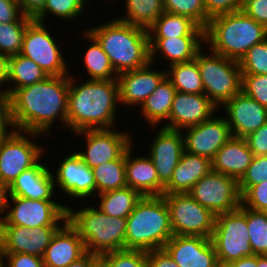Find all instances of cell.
Segmentation results:
<instances>
[{
	"instance_id": "6da1fadb",
	"label": "cell",
	"mask_w": 267,
	"mask_h": 267,
	"mask_svg": "<svg viewBox=\"0 0 267 267\" xmlns=\"http://www.w3.org/2000/svg\"><path fill=\"white\" fill-rule=\"evenodd\" d=\"M70 75L48 76L30 86L16 89L10 96V113L14 130L51 133L60 119L67 127Z\"/></svg>"
},
{
	"instance_id": "7a4b0ae2",
	"label": "cell",
	"mask_w": 267,
	"mask_h": 267,
	"mask_svg": "<svg viewBox=\"0 0 267 267\" xmlns=\"http://www.w3.org/2000/svg\"><path fill=\"white\" fill-rule=\"evenodd\" d=\"M71 76L67 106L68 129L74 133L113 129L117 117L116 107L120 104L118 80L88 79L76 85Z\"/></svg>"
},
{
	"instance_id": "3957f363",
	"label": "cell",
	"mask_w": 267,
	"mask_h": 267,
	"mask_svg": "<svg viewBox=\"0 0 267 267\" xmlns=\"http://www.w3.org/2000/svg\"><path fill=\"white\" fill-rule=\"evenodd\" d=\"M101 44L117 74L142 68L150 62L148 30L120 19L86 28Z\"/></svg>"
},
{
	"instance_id": "277c9868",
	"label": "cell",
	"mask_w": 267,
	"mask_h": 267,
	"mask_svg": "<svg viewBox=\"0 0 267 267\" xmlns=\"http://www.w3.org/2000/svg\"><path fill=\"white\" fill-rule=\"evenodd\" d=\"M266 38L267 28L242 10L215 16L204 29V41L210 46L209 52L237 62Z\"/></svg>"
},
{
	"instance_id": "5b68a950",
	"label": "cell",
	"mask_w": 267,
	"mask_h": 267,
	"mask_svg": "<svg viewBox=\"0 0 267 267\" xmlns=\"http://www.w3.org/2000/svg\"><path fill=\"white\" fill-rule=\"evenodd\" d=\"M173 236L167 204L162 196H143L127 217L124 249L163 248Z\"/></svg>"
},
{
	"instance_id": "8992f818",
	"label": "cell",
	"mask_w": 267,
	"mask_h": 267,
	"mask_svg": "<svg viewBox=\"0 0 267 267\" xmlns=\"http://www.w3.org/2000/svg\"><path fill=\"white\" fill-rule=\"evenodd\" d=\"M67 220L78 231L86 252L103 255L124 249L127 218L108 216L89 205L79 211L68 206Z\"/></svg>"
},
{
	"instance_id": "52a82bcc",
	"label": "cell",
	"mask_w": 267,
	"mask_h": 267,
	"mask_svg": "<svg viewBox=\"0 0 267 267\" xmlns=\"http://www.w3.org/2000/svg\"><path fill=\"white\" fill-rule=\"evenodd\" d=\"M202 48L195 57L202 79L204 94L220 108L241 92L242 72L239 62ZM220 105V107H219Z\"/></svg>"
},
{
	"instance_id": "ba28073f",
	"label": "cell",
	"mask_w": 267,
	"mask_h": 267,
	"mask_svg": "<svg viewBox=\"0 0 267 267\" xmlns=\"http://www.w3.org/2000/svg\"><path fill=\"white\" fill-rule=\"evenodd\" d=\"M220 265L246 256H253L247 227V208L241 206L231 212L216 215L211 236Z\"/></svg>"
},
{
	"instance_id": "9c48e42d",
	"label": "cell",
	"mask_w": 267,
	"mask_h": 267,
	"mask_svg": "<svg viewBox=\"0 0 267 267\" xmlns=\"http://www.w3.org/2000/svg\"><path fill=\"white\" fill-rule=\"evenodd\" d=\"M173 235L211 238L215 217L188 193L164 194Z\"/></svg>"
},
{
	"instance_id": "30bf717a",
	"label": "cell",
	"mask_w": 267,
	"mask_h": 267,
	"mask_svg": "<svg viewBox=\"0 0 267 267\" xmlns=\"http://www.w3.org/2000/svg\"><path fill=\"white\" fill-rule=\"evenodd\" d=\"M40 135L43 136L35 132L13 130L9 135L0 139V180L7 187L23 171L30 169L40 161L44 152L43 148L35 144L34 138L33 141L30 139Z\"/></svg>"
},
{
	"instance_id": "8fae6325",
	"label": "cell",
	"mask_w": 267,
	"mask_h": 267,
	"mask_svg": "<svg viewBox=\"0 0 267 267\" xmlns=\"http://www.w3.org/2000/svg\"><path fill=\"white\" fill-rule=\"evenodd\" d=\"M5 211L0 225H17L32 229L40 226H60L61 222L67 221V205L56 203L55 200L8 196Z\"/></svg>"
},
{
	"instance_id": "7c38bea8",
	"label": "cell",
	"mask_w": 267,
	"mask_h": 267,
	"mask_svg": "<svg viewBox=\"0 0 267 267\" xmlns=\"http://www.w3.org/2000/svg\"><path fill=\"white\" fill-rule=\"evenodd\" d=\"M59 48L45 23L33 19L24 34L20 54L33 60L48 76L70 75Z\"/></svg>"
},
{
	"instance_id": "4fadbf2b",
	"label": "cell",
	"mask_w": 267,
	"mask_h": 267,
	"mask_svg": "<svg viewBox=\"0 0 267 267\" xmlns=\"http://www.w3.org/2000/svg\"><path fill=\"white\" fill-rule=\"evenodd\" d=\"M188 194L215 215L234 211L241 206L238 181L214 171L195 183Z\"/></svg>"
},
{
	"instance_id": "5bb4252c",
	"label": "cell",
	"mask_w": 267,
	"mask_h": 267,
	"mask_svg": "<svg viewBox=\"0 0 267 267\" xmlns=\"http://www.w3.org/2000/svg\"><path fill=\"white\" fill-rule=\"evenodd\" d=\"M85 137V152L76 153L91 169L104 162L119 159L132 145L130 133L111 129L83 130L75 132Z\"/></svg>"
},
{
	"instance_id": "9a60e30c",
	"label": "cell",
	"mask_w": 267,
	"mask_h": 267,
	"mask_svg": "<svg viewBox=\"0 0 267 267\" xmlns=\"http://www.w3.org/2000/svg\"><path fill=\"white\" fill-rule=\"evenodd\" d=\"M61 226L28 228L0 225V253H23L43 257L53 235Z\"/></svg>"
},
{
	"instance_id": "2e32d148",
	"label": "cell",
	"mask_w": 267,
	"mask_h": 267,
	"mask_svg": "<svg viewBox=\"0 0 267 267\" xmlns=\"http://www.w3.org/2000/svg\"><path fill=\"white\" fill-rule=\"evenodd\" d=\"M184 151L211 160L218 150L232 138L230 126L226 118L215 117L204 121L197 126L184 129Z\"/></svg>"
},
{
	"instance_id": "e0dca14e",
	"label": "cell",
	"mask_w": 267,
	"mask_h": 267,
	"mask_svg": "<svg viewBox=\"0 0 267 267\" xmlns=\"http://www.w3.org/2000/svg\"><path fill=\"white\" fill-rule=\"evenodd\" d=\"M64 158L59 163L57 170L54 171L55 175L52 171L55 187L60 188L63 193L74 199L96 197V183L92 169L82 161L76 152L67 157L64 156Z\"/></svg>"
},
{
	"instance_id": "ac0fdd59",
	"label": "cell",
	"mask_w": 267,
	"mask_h": 267,
	"mask_svg": "<svg viewBox=\"0 0 267 267\" xmlns=\"http://www.w3.org/2000/svg\"><path fill=\"white\" fill-rule=\"evenodd\" d=\"M179 267H219L211 238L173 235L163 247Z\"/></svg>"
},
{
	"instance_id": "d6986e66",
	"label": "cell",
	"mask_w": 267,
	"mask_h": 267,
	"mask_svg": "<svg viewBox=\"0 0 267 267\" xmlns=\"http://www.w3.org/2000/svg\"><path fill=\"white\" fill-rule=\"evenodd\" d=\"M217 108V109H216ZM218 107L205 94L176 91L166 123L162 127L183 131L212 118Z\"/></svg>"
},
{
	"instance_id": "ffe728a7",
	"label": "cell",
	"mask_w": 267,
	"mask_h": 267,
	"mask_svg": "<svg viewBox=\"0 0 267 267\" xmlns=\"http://www.w3.org/2000/svg\"><path fill=\"white\" fill-rule=\"evenodd\" d=\"M222 106L233 137L245 138L267 122V108L242 91Z\"/></svg>"
},
{
	"instance_id": "44dd1931",
	"label": "cell",
	"mask_w": 267,
	"mask_h": 267,
	"mask_svg": "<svg viewBox=\"0 0 267 267\" xmlns=\"http://www.w3.org/2000/svg\"><path fill=\"white\" fill-rule=\"evenodd\" d=\"M182 131L161 129L155 134L156 137L149 146V156L156 168L159 181L166 186L173 171L179 163L184 152V139Z\"/></svg>"
},
{
	"instance_id": "7402d4cb",
	"label": "cell",
	"mask_w": 267,
	"mask_h": 267,
	"mask_svg": "<svg viewBox=\"0 0 267 267\" xmlns=\"http://www.w3.org/2000/svg\"><path fill=\"white\" fill-rule=\"evenodd\" d=\"M152 63L146 66L125 71L117 76L119 83L120 103L124 106H137L145 102V100L155 91L158 85L166 77V71H156L150 69Z\"/></svg>"
},
{
	"instance_id": "603a6c76",
	"label": "cell",
	"mask_w": 267,
	"mask_h": 267,
	"mask_svg": "<svg viewBox=\"0 0 267 267\" xmlns=\"http://www.w3.org/2000/svg\"><path fill=\"white\" fill-rule=\"evenodd\" d=\"M85 253L83 240L67 220L53 235L42 258L45 267H66Z\"/></svg>"
},
{
	"instance_id": "cb8c5ba5",
	"label": "cell",
	"mask_w": 267,
	"mask_h": 267,
	"mask_svg": "<svg viewBox=\"0 0 267 267\" xmlns=\"http://www.w3.org/2000/svg\"><path fill=\"white\" fill-rule=\"evenodd\" d=\"M55 183L51 170L41 161L23 171L8 187V196L53 200Z\"/></svg>"
},
{
	"instance_id": "d4e9b609",
	"label": "cell",
	"mask_w": 267,
	"mask_h": 267,
	"mask_svg": "<svg viewBox=\"0 0 267 267\" xmlns=\"http://www.w3.org/2000/svg\"><path fill=\"white\" fill-rule=\"evenodd\" d=\"M132 146L125 152L126 182L133 190L138 191L142 196L164 195V185L159 181L156 168L151 158L132 155Z\"/></svg>"
},
{
	"instance_id": "484cf974",
	"label": "cell",
	"mask_w": 267,
	"mask_h": 267,
	"mask_svg": "<svg viewBox=\"0 0 267 267\" xmlns=\"http://www.w3.org/2000/svg\"><path fill=\"white\" fill-rule=\"evenodd\" d=\"M254 157L245 138H230L212 159V171L239 181Z\"/></svg>"
},
{
	"instance_id": "4316f807",
	"label": "cell",
	"mask_w": 267,
	"mask_h": 267,
	"mask_svg": "<svg viewBox=\"0 0 267 267\" xmlns=\"http://www.w3.org/2000/svg\"><path fill=\"white\" fill-rule=\"evenodd\" d=\"M204 42V36L149 38L150 62L153 65L159 53L170 62L169 65L191 61L203 48Z\"/></svg>"
},
{
	"instance_id": "83f0119b",
	"label": "cell",
	"mask_w": 267,
	"mask_h": 267,
	"mask_svg": "<svg viewBox=\"0 0 267 267\" xmlns=\"http://www.w3.org/2000/svg\"><path fill=\"white\" fill-rule=\"evenodd\" d=\"M212 171V160L205 156L183 152L164 194L188 193L192 186Z\"/></svg>"
},
{
	"instance_id": "f1b7e54d",
	"label": "cell",
	"mask_w": 267,
	"mask_h": 267,
	"mask_svg": "<svg viewBox=\"0 0 267 267\" xmlns=\"http://www.w3.org/2000/svg\"><path fill=\"white\" fill-rule=\"evenodd\" d=\"M175 93L173 84L165 77L141 105V115L149 125L151 124V128L156 127L162 120L168 121Z\"/></svg>"
},
{
	"instance_id": "f546056e",
	"label": "cell",
	"mask_w": 267,
	"mask_h": 267,
	"mask_svg": "<svg viewBox=\"0 0 267 267\" xmlns=\"http://www.w3.org/2000/svg\"><path fill=\"white\" fill-rule=\"evenodd\" d=\"M147 30L149 38L204 36V29L191 18L165 11Z\"/></svg>"
},
{
	"instance_id": "4dcf8cb0",
	"label": "cell",
	"mask_w": 267,
	"mask_h": 267,
	"mask_svg": "<svg viewBox=\"0 0 267 267\" xmlns=\"http://www.w3.org/2000/svg\"><path fill=\"white\" fill-rule=\"evenodd\" d=\"M48 75L31 59L17 54L8 57L9 96L19 88H24L46 79Z\"/></svg>"
},
{
	"instance_id": "1f68e13d",
	"label": "cell",
	"mask_w": 267,
	"mask_h": 267,
	"mask_svg": "<svg viewBox=\"0 0 267 267\" xmlns=\"http://www.w3.org/2000/svg\"><path fill=\"white\" fill-rule=\"evenodd\" d=\"M100 197L99 209L108 216L127 218L143 197L138 191L126 186L96 195Z\"/></svg>"
},
{
	"instance_id": "d6a6232c",
	"label": "cell",
	"mask_w": 267,
	"mask_h": 267,
	"mask_svg": "<svg viewBox=\"0 0 267 267\" xmlns=\"http://www.w3.org/2000/svg\"><path fill=\"white\" fill-rule=\"evenodd\" d=\"M85 37L92 43L87 47L85 56L83 57L84 66L89 79L95 80H114L117 79L118 74L115 72L109 57L103 51L101 44L97 39L91 35L87 30L83 31ZM115 75V76H114Z\"/></svg>"
},
{
	"instance_id": "836d02e7",
	"label": "cell",
	"mask_w": 267,
	"mask_h": 267,
	"mask_svg": "<svg viewBox=\"0 0 267 267\" xmlns=\"http://www.w3.org/2000/svg\"><path fill=\"white\" fill-rule=\"evenodd\" d=\"M166 72L176 91L188 94H204V87L195 59L172 64Z\"/></svg>"
},
{
	"instance_id": "e575fe53",
	"label": "cell",
	"mask_w": 267,
	"mask_h": 267,
	"mask_svg": "<svg viewBox=\"0 0 267 267\" xmlns=\"http://www.w3.org/2000/svg\"><path fill=\"white\" fill-rule=\"evenodd\" d=\"M96 183V195L124 188L126 182L125 153L116 160L104 162L92 168Z\"/></svg>"
},
{
	"instance_id": "d590c367",
	"label": "cell",
	"mask_w": 267,
	"mask_h": 267,
	"mask_svg": "<svg viewBox=\"0 0 267 267\" xmlns=\"http://www.w3.org/2000/svg\"><path fill=\"white\" fill-rule=\"evenodd\" d=\"M126 17L118 19L148 29L164 12L162 0H126Z\"/></svg>"
},
{
	"instance_id": "8d00e7d4",
	"label": "cell",
	"mask_w": 267,
	"mask_h": 267,
	"mask_svg": "<svg viewBox=\"0 0 267 267\" xmlns=\"http://www.w3.org/2000/svg\"><path fill=\"white\" fill-rule=\"evenodd\" d=\"M32 20L22 15L16 22L0 23V55L10 57L21 53L24 34Z\"/></svg>"
},
{
	"instance_id": "74e56055",
	"label": "cell",
	"mask_w": 267,
	"mask_h": 267,
	"mask_svg": "<svg viewBox=\"0 0 267 267\" xmlns=\"http://www.w3.org/2000/svg\"><path fill=\"white\" fill-rule=\"evenodd\" d=\"M250 246L255 255H267V214L247 208Z\"/></svg>"
},
{
	"instance_id": "f35d334b",
	"label": "cell",
	"mask_w": 267,
	"mask_h": 267,
	"mask_svg": "<svg viewBox=\"0 0 267 267\" xmlns=\"http://www.w3.org/2000/svg\"><path fill=\"white\" fill-rule=\"evenodd\" d=\"M87 0H46L43 10L34 18L45 23L47 14L58 17V19L68 20L80 18L84 14ZM85 8V9H84Z\"/></svg>"
},
{
	"instance_id": "ab89813d",
	"label": "cell",
	"mask_w": 267,
	"mask_h": 267,
	"mask_svg": "<svg viewBox=\"0 0 267 267\" xmlns=\"http://www.w3.org/2000/svg\"><path fill=\"white\" fill-rule=\"evenodd\" d=\"M165 12L191 18L203 29L210 19L207 17L204 0H162Z\"/></svg>"
},
{
	"instance_id": "60d3db41",
	"label": "cell",
	"mask_w": 267,
	"mask_h": 267,
	"mask_svg": "<svg viewBox=\"0 0 267 267\" xmlns=\"http://www.w3.org/2000/svg\"><path fill=\"white\" fill-rule=\"evenodd\" d=\"M239 64L242 74L267 75V38L250 48Z\"/></svg>"
},
{
	"instance_id": "b9f144b4",
	"label": "cell",
	"mask_w": 267,
	"mask_h": 267,
	"mask_svg": "<svg viewBox=\"0 0 267 267\" xmlns=\"http://www.w3.org/2000/svg\"><path fill=\"white\" fill-rule=\"evenodd\" d=\"M108 267H148L146 251L122 249L103 254Z\"/></svg>"
},
{
	"instance_id": "7bdbcfd3",
	"label": "cell",
	"mask_w": 267,
	"mask_h": 267,
	"mask_svg": "<svg viewBox=\"0 0 267 267\" xmlns=\"http://www.w3.org/2000/svg\"><path fill=\"white\" fill-rule=\"evenodd\" d=\"M267 180V155L254 156L242 178L238 181L242 194L249 186H254Z\"/></svg>"
},
{
	"instance_id": "ee69618b",
	"label": "cell",
	"mask_w": 267,
	"mask_h": 267,
	"mask_svg": "<svg viewBox=\"0 0 267 267\" xmlns=\"http://www.w3.org/2000/svg\"><path fill=\"white\" fill-rule=\"evenodd\" d=\"M241 91L267 108V75L242 74Z\"/></svg>"
},
{
	"instance_id": "f6af8a7d",
	"label": "cell",
	"mask_w": 267,
	"mask_h": 267,
	"mask_svg": "<svg viewBox=\"0 0 267 267\" xmlns=\"http://www.w3.org/2000/svg\"><path fill=\"white\" fill-rule=\"evenodd\" d=\"M241 204L250 210L264 212L267 209V180L249 186L241 194Z\"/></svg>"
},
{
	"instance_id": "bcb514c9",
	"label": "cell",
	"mask_w": 267,
	"mask_h": 267,
	"mask_svg": "<svg viewBox=\"0 0 267 267\" xmlns=\"http://www.w3.org/2000/svg\"><path fill=\"white\" fill-rule=\"evenodd\" d=\"M205 10L209 19L241 10L243 0H204Z\"/></svg>"
},
{
	"instance_id": "7dc6e473",
	"label": "cell",
	"mask_w": 267,
	"mask_h": 267,
	"mask_svg": "<svg viewBox=\"0 0 267 267\" xmlns=\"http://www.w3.org/2000/svg\"><path fill=\"white\" fill-rule=\"evenodd\" d=\"M241 10L267 28V0H243Z\"/></svg>"
},
{
	"instance_id": "c3c4849f",
	"label": "cell",
	"mask_w": 267,
	"mask_h": 267,
	"mask_svg": "<svg viewBox=\"0 0 267 267\" xmlns=\"http://www.w3.org/2000/svg\"><path fill=\"white\" fill-rule=\"evenodd\" d=\"M7 267H45L43 258L23 253H1Z\"/></svg>"
},
{
	"instance_id": "681fc988",
	"label": "cell",
	"mask_w": 267,
	"mask_h": 267,
	"mask_svg": "<svg viewBox=\"0 0 267 267\" xmlns=\"http://www.w3.org/2000/svg\"><path fill=\"white\" fill-rule=\"evenodd\" d=\"M245 139L254 156L267 155V122Z\"/></svg>"
},
{
	"instance_id": "f907efd6",
	"label": "cell",
	"mask_w": 267,
	"mask_h": 267,
	"mask_svg": "<svg viewBox=\"0 0 267 267\" xmlns=\"http://www.w3.org/2000/svg\"><path fill=\"white\" fill-rule=\"evenodd\" d=\"M9 128H11L10 131ZM13 130L9 95L0 93V139L9 135Z\"/></svg>"
},
{
	"instance_id": "816d5d0a",
	"label": "cell",
	"mask_w": 267,
	"mask_h": 267,
	"mask_svg": "<svg viewBox=\"0 0 267 267\" xmlns=\"http://www.w3.org/2000/svg\"><path fill=\"white\" fill-rule=\"evenodd\" d=\"M22 15L17 0H0V23L16 22Z\"/></svg>"
},
{
	"instance_id": "f5cc1de1",
	"label": "cell",
	"mask_w": 267,
	"mask_h": 267,
	"mask_svg": "<svg viewBox=\"0 0 267 267\" xmlns=\"http://www.w3.org/2000/svg\"><path fill=\"white\" fill-rule=\"evenodd\" d=\"M148 267H179L164 249H155L146 252Z\"/></svg>"
},
{
	"instance_id": "db71d44e",
	"label": "cell",
	"mask_w": 267,
	"mask_h": 267,
	"mask_svg": "<svg viewBox=\"0 0 267 267\" xmlns=\"http://www.w3.org/2000/svg\"><path fill=\"white\" fill-rule=\"evenodd\" d=\"M23 15L34 19L44 8L46 0H17Z\"/></svg>"
},
{
	"instance_id": "11a10c76",
	"label": "cell",
	"mask_w": 267,
	"mask_h": 267,
	"mask_svg": "<svg viewBox=\"0 0 267 267\" xmlns=\"http://www.w3.org/2000/svg\"><path fill=\"white\" fill-rule=\"evenodd\" d=\"M8 57L0 55V93L4 95H9L8 87ZM4 86V87H3ZM5 88V89H3Z\"/></svg>"
},
{
	"instance_id": "9f6ffc18",
	"label": "cell",
	"mask_w": 267,
	"mask_h": 267,
	"mask_svg": "<svg viewBox=\"0 0 267 267\" xmlns=\"http://www.w3.org/2000/svg\"><path fill=\"white\" fill-rule=\"evenodd\" d=\"M228 267H257V255L246 256L227 265Z\"/></svg>"
},
{
	"instance_id": "6f0895ef",
	"label": "cell",
	"mask_w": 267,
	"mask_h": 267,
	"mask_svg": "<svg viewBox=\"0 0 267 267\" xmlns=\"http://www.w3.org/2000/svg\"><path fill=\"white\" fill-rule=\"evenodd\" d=\"M89 267H108V261L103 255H95L89 252Z\"/></svg>"
},
{
	"instance_id": "680465c9",
	"label": "cell",
	"mask_w": 267,
	"mask_h": 267,
	"mask_svg": "<svg viewBox=\"0 0 267 267\" xmlns=\"http://www.w3.org/2000/svg\"><path fill=\"white\" fill-rule=\"evenodd\" d=\"M7 197L8 187L0 180V219L5 212Z\"/></svg>"
},
{
	"instance_id": "91938a15",
	"label": "cell",
	"mask_w": 267,
	"mask_h": 267,
	"mask_svg": "<svg viewBox=\"0 0 267 267\" xmlns=\"http://www.w3.org/2000/svg\"><path fill=\"white\" fill-rule=\"evenodd\" d=\"M66 267H89V252H86L82 257Z\"/></svg>"
},
{
	"instance_id": "94428289",
	"label": "cell",
	"mask_w": 267,
	"mask_h": 267,
	"mask_svg": "<svg viewBox=\"0 0 267 267\" xmlns=\"http://www.w3.org/2000/svg\"><path fill=\"white\" fill-rule=\"evenodd\" d=\"M257 267H267V255H257Z\"/></svg>"
},
{
	"instance_id": "6125c7cd",
	"label": "cell",
	"mask_w": 267,
	"mask_h": 267,
	"mask_svg": "<svg viewBox=\"0 0 267 267\" xmlns=\"http://www.w3.org/2000/svg\"><path fill=\"white\" fill-rule=\"evenodd\" d=\"M3 260H4V257H3L2 254L0 253V267H7V265L4 264L5 261H3ZM5 265H6V266H5Z\"/></svg>"
}]
</instances>
